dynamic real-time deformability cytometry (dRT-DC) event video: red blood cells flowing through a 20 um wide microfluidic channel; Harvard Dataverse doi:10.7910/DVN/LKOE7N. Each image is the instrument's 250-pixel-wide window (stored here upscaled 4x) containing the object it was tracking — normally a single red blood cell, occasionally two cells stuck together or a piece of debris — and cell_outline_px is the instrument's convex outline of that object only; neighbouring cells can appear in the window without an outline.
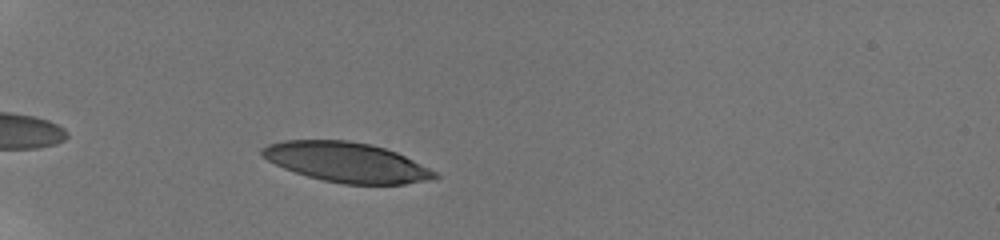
{"species": "human", "species_latin": "Homo sapiens", "temperature_condition": "room temperature", "stored_images_in_passage": 39, "camera_frame_rate_fps": 3000, "um_per_image_px": 0.085, "donor": {"sex": "male"}, "frame": {"image": 1, "passage_image": 4, "time_ms": 1.0, "image_size_px": [1000, 240], "cell_outline_px": [[440, 176], [432, 180], [404, 184], [344, 184], [324, 180], [308, 176], [284, 168], [268, 160], [260, 152], [260, 148], [268, 144], [284, 140], [348, 140], [372, 144], [396, 152], [436, 172]], "centroid_in_image_um": [29.46, 13.78], "position_along_channel_um": 55.5, "area_um2": 39.82}}
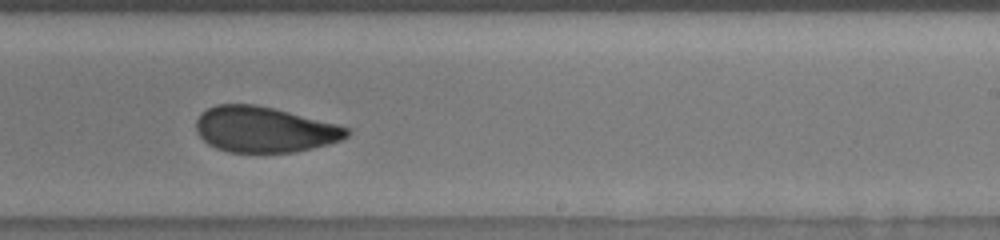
{"frame": {"image": 2, "passage_image": 23, "time_ms": 7.333, "image_size_px": [1000, 240], "cell_outline_px": [[352, 132], [348, 136], [340, 140], [328, 144], [312, 148], [292, 152], [228, 152], [216, 148], [208, 144], [196, 132], [196, 120], [200, 112], [216, 104], [256, 104], [352, 128]], "centroid_in_image_um": [22.45, 11.01], "position_along_channel_um": 266.5, "area_um2": 40.06}}
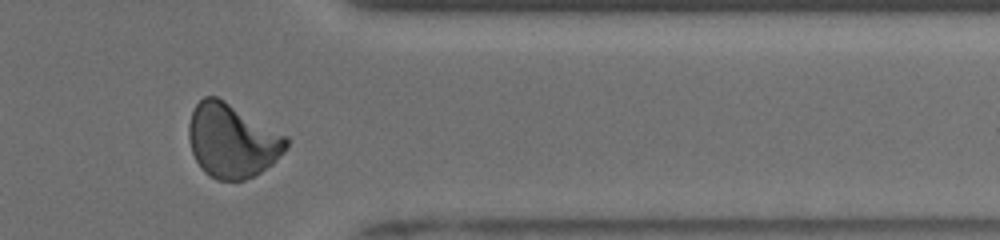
{"frame": {"image": 3, "passage_image": 33, "time_ms": 10.667, "image_size_px": [1000, 240], "cell_outline_px": [[288, 148], [272, 164], [260, 172], [244, 180], [216, 180], [204, 172], [200, 168], [192, 152], [188, 136], [188, 124], [192, 112], [196, 104], [204, 96], [216, 96], [224, 100], [288, 136]], "centroid_in_image_um": [19.72, 11.96], "position_along_channel_um": 391.7, "area_um2": 42.08}, "authors_computed_cell_mechanics": {"area_um2": 40.8068, "velocity_mm_per_s": 3.8611, "shape_relaxation_time_tau1_ms": 6.2959, "shape_relaxation_time_tau2_ms": 1.5931, "deformation_change_tau1": 0.1792, "deformation_change_tau2": 0.076}}